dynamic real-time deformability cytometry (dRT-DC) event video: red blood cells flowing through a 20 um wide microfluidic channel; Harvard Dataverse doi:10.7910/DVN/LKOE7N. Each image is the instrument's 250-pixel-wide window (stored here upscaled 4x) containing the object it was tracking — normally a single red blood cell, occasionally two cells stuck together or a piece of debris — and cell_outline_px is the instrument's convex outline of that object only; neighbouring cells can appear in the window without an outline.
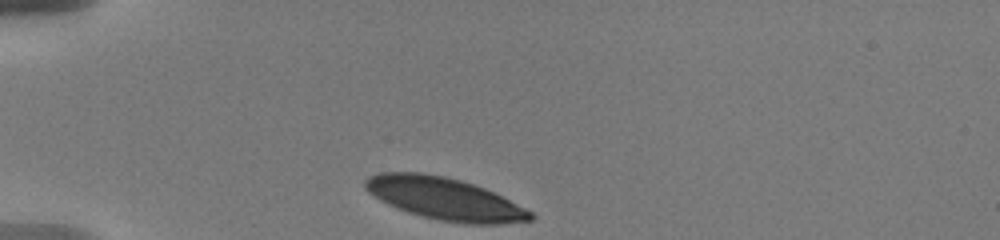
{"species": "human", "species_latin": "Homo sapiens", "temperature_condition": "warm", "stored_images_in_passage": 20, "camera_frame_rate_fps": 3000, "um_per_image_px": 0.085, "donor": {"sex": "male"}, "frame": {"image": 1, "passage_image": 1, "time_ms": 0.0, "image_size_px": [1000, 240], "cell_outline_px": [[536, 216], [532, 220], [496, 224], [468, 224], [440, 220], [408, 212], [388, 204], [380, 200], [368, 192], [364, 188], [364, 180], [368, 176], [376, 172], [420, 172], [444, 176], [460, 180], [484, 188], [532, 212]], "centroid_in_image_um": [37.74, 16.88], "position_along_channel_um": 47.3, "area_um2": 40.34}}
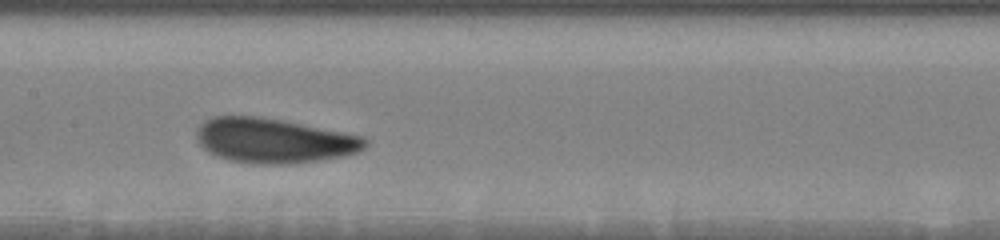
{"frame": {"image": 2, "passage_image": 11, "time_ms": 4.667, "image_size_px": [1000, 240], "cell_outline_px": [[368, 144], [364, 148], [356, 152], [344, 156], [288, 164], [256, 164], [228, 160], [216, 156], [208, 152], [196, 140], [196, 128], [204, 120], [212, 116], [260, 116], [364, 136], [368, 140]], "centroid_in_image_um": [23.23, 11.95], "position_along_channel_um": 184.2, "area_um2": 44.04}}
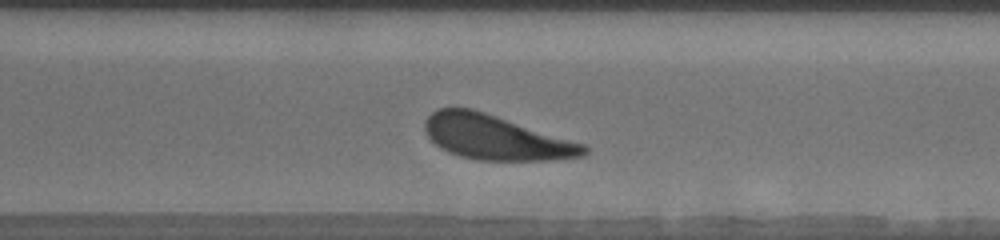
{"frame": {"image": 3, "passage_image": 19, "time_ms": 8.667, "image_size_px": [1000, 240], "cell_outline_px": [[588, 152], [584, 156], [552, 160], [480, 160], [460, 156], [448, 152], [440, 148], [424, 132], [424, 124], [428, 116], [432, 112], [440, 108], [472, 108], [584, 144], [588, 148]], "centroid_in_image_um": [42.12, 11.69], "position_along_channel_um": 328.5, "area_um2": 40.98}}